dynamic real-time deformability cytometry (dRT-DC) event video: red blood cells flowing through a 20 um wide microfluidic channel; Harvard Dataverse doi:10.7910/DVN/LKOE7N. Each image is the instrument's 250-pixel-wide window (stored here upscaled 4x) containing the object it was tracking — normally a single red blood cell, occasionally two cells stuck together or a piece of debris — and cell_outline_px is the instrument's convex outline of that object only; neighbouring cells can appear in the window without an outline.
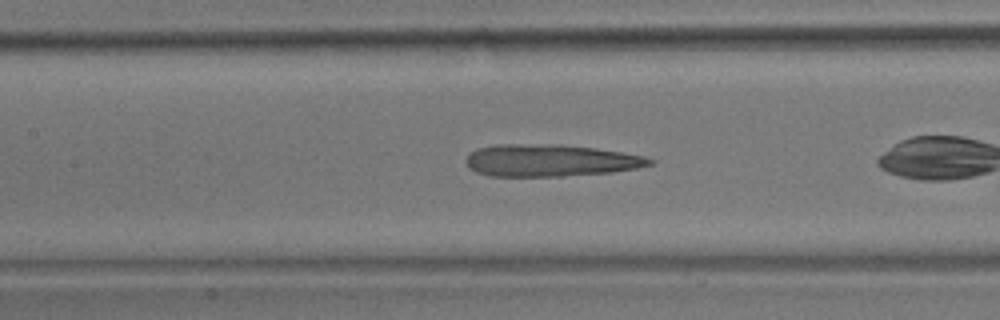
{"species": "common noctule bat (a hibernating species)", "species_latin": "Nyctalus noctula", "temperature_condition": "room temperature", "stored_images_in_passage": 27, "camera_frame_rate_fps": 3000, "um_per_image_px": 0.085, "animal": {"sex": "male", "body_mass_g": 17.9}, "frame": {"image": 1, "passage_image": 8, "time_ms": 2.333, "image_size_px": [1000, 320], "cell_outline_px": [[656, 160], [652, 164], [636, 168], [612, 172], [560, 176], [492, 176], [476, 172], [468, 168], [464, 160], [472, 152], [480, 148], [496, 144], [560, 144], [596, 148], [644, 156]], "centroid_in_image_um": [46.77, 13.63], "position_along_channel_um": 160.6, "area_um2": 34.33}}